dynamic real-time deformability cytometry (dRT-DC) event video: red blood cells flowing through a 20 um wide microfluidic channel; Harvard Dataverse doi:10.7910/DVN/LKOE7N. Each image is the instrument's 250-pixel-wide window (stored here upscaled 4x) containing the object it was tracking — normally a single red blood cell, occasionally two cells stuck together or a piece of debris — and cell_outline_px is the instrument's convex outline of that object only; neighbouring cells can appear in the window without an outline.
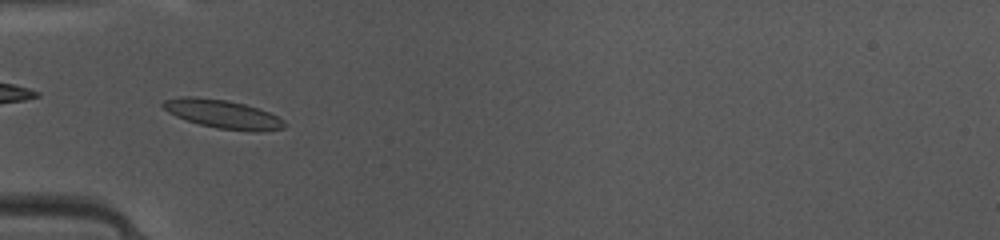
{"species": "common noctule bat (a hibernating species)", "species_latin": "Nyctalus noctula", "temperature_condition": "warm", "stored_images_in_passage": 45, "camera_frame_rate_fps": 3000, "um_per_image_px": 0.085, "animal": {"sex": "female", "body_mass_g": 10.0, "forearm_length_mm": 53.1}, "frame": {"image": 1, "passage_image": 13, "time_ms": 4.0, "image_size_px": [1000, 240], "cell_outline_px": [[288, 124], [284, 128], [256, 132], [216, 128], [200, 124], [176, 116], [168, 112], [160, 104], [164, 100], [180, 96], [196, 96], [228, 100], [244, 104], [268, 112], [284, 120]], "centroid_in_image_um": [18.93, 9.69], "position_along_channel_um": 66.1, "area_um2": 20.23}}
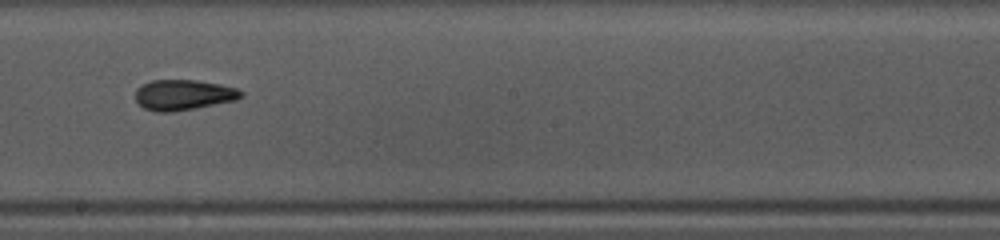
{"frame": {"image": 2, "passage_image": 25, "time_ms": 8.0, "image_size_px": [1000, 240], "cell_outline_px": [[244, 96], [236, 100], [196, 108], [172, 112], [156, 112], [144, 108], [136, 100], [136, 88], [152, 80], [196, 80], [220, 84], [236, 88], [244, 92]], "centroid_in_image_um": [15.62, 8.07], "position_along_channel_um": 232.6, "area_um2": 18.79}}
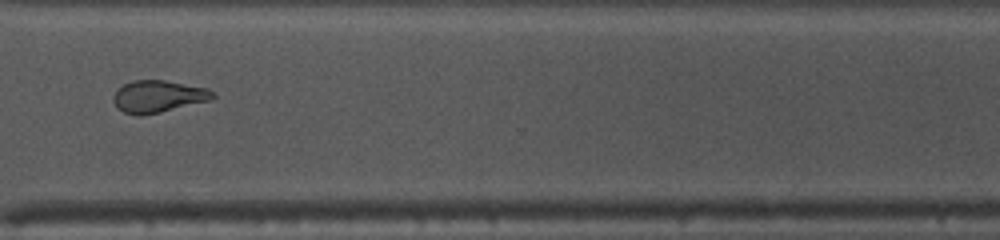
{"frame": {"image": 3, "passage_image": 34, "time_ms": 11.0, "image_size_px": [1000, 240], "cell_outline_px": [[216, 96], [212, 100], [160, 112], [140, 116], [136, 116], [124, 112], [112, 100], [112, 96], [124, 84], [132, 80], [164, 80], [208, 88]], "centroid_in_image_um": [13.46, 8.2], "position_along_channel_um": 357.1, "area_um2": 18.5}, "authors_computed_cell_mechanics": {"area_um2": 18.9006, "velocity_mm_per_s": 4.1618, "shape_relaxation_time_tau1_ms": 4.3333, "shape_relaxation_time_tau2_ms": 1.7827, "deformation_change_tau1": 0.1443, "deformation_change_tau2": 0.0885}}